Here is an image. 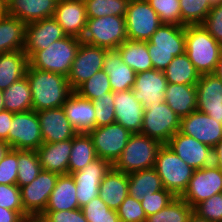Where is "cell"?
<instances>
[{
	"instance_id": "cell-40",
	"label": "cell",
	"mask_w": 222,
	"mask_h": 222,
	"mask_svg": "<svg viewBox=\"0 0 222 222\" xmlns=\"http://www.w3.org/2000/svg\"><path fill=\"white\" fill-rule=\"evenodd\" d=\"M18 178L19 187L30 184L42 171L36 151L18 150Z\"/></svg>"
},
{
	"instance_id": "cell-38",
	"label": "cell",
	"mask_w": 222,
	"mask_h": 222,
	"mask_svg": "<svg viewBox=\"0 0 222 222\" xmlns=\"http://www.w3.org/2000/svg\"><path fill=\"white\" fill-rule=\"evenodd\" d=\"M88 19L105 16L124 17L130 0H83Z\"/></svg>"
},
{
	"instance_id": "cell-59",
	"label": "cell",
	"mask_w": 222,
	"mask_h": 222,
	"mask_svg": "<svg viewBox=\"0 0 222 222\" xmlns=\"http://www.w3.org/2000/svg\"><path fill=\"white\" fill-rule=\"evenodd\" d=\"M214 74H215L216 76H219V77L222 78V53H221V55H220V58H219V61H218V63H217V66H216V69H215V71H214Z\"/></svg>"
},
{
	"instance_id": "cell-25",
	"label": "cell",
	"mask_w": 222,
	"mask_h": 222,
	"mask_svg": "<svg viewBox=\"0 0 222 222\" xmlns=\"http://www.w3.org/2000/svg\"><path fill=\"white\" fill-rule=\"evenodd\" d=\"M71 148L72 139L55 143H43L36 150L42 169L59 175L68 174Z\"/></svg>"
},
{
	"instance_id": "cell-33",
	"label": "cell",
	"mask_w": 222,
	"mask_h": 222,
	"mask_svg": "<svg viewBox=\"0 0 222 222\" xmlns=\"http://www.w3.org/2000/svg\"><path fill=\"white\" fill-rule=\"evenodd\" d=\"M117 50L122 61L136 74L153 69L152 60L147 49V42L126 40Z\"/></svg>"
},
{
	"instance_id": "cell-24",
	"label": "cell",
	"mask_w": 222,
	"mask_h": 222,
	"mask_svg": "<svg viewBox=\"0 0 222 222\" xmlns=\"http://www.w3.org/2000/svg\"><path fill=\"white\" fill-rule=\"evenodd\" d=\"M62 108L77 133H89L95 128L93 102L73 91Z\"/></svg>"
},
{
	"instance_id": "cell-1",
	"label": "cell",
	"mask_w": 222,
	"mask_h": 222,
	"mask_svg": "<svg viewBox=\"0 0 222 222\" xmlns=\"http://www.w3.org/2000/svg\"><path fill=\"white\" fill-rule=\"evenodd\" d=\"M32 94V108L42 111L62 107L73 90L65 75L42 71L28 65L26 70Z\"/></svg>"
},
{
	"instance_id": "cell-49",
	"label": "cell",
	"mask_w": 222,
	"mask_h": 222,
	"mask_svg": "<svg viewBox=\"0 0 222 222\" xmlns=\"http://www.w3.org/2000/svg\"><path fill=\"white\" fill-rule=\"evenodd\" d=\"M0 207L26 215L22 205L20 187L17 184H0Z\"/></svg>"
},
{
	"instance_id": "cell-18",
	"label": "cell",
	"mask_w": 222,
	"mask_h": 222,
	"mask_svg": "<svg viewBox=\"0 0 222 222\" xmlns=\"http://www.w3.org/2000/svg\"><path fill=\"white\" fill-rule=\"evenodd\" d=\"M66 36L63 28L53 17L26 24L23 51L29 58L34 52L47 49L53 42Z\"/></svg>"
},
{
	"instance_id": "cell-8",
	"label": "cell",
	"mask_w": 222,
	"mask_h": 222,
	"mask_svg": "<svg viewBox=\"0 0 222 222\" xmlns=\"http://www.w3.org/2000/svg\"><path fill=\"white\" fill-rule=\"evenodd\" d=\"M181 118L164 102H156L144 109L141 134L162 144L180 130Z\"/></svg>"
},
{
	"instance_id": "cell-52",
	"label": "cell",
	"mask_w": 222,
	"mask_h": 222,
	"mask_svg": "<svg viewBox=\"0 0 222 222\" xmlns=\"http://www.w3.org/2000/svg\"><path fill=\"white\" fill-rule=\"evenodd\" d=\"M49 222H88L81 208L74 210L44 211Z\"/></svg>"
},
{
	"instance_id": "cell-3",
	"label": "cell",
	"mask_w": 222,
	"mask_h": 222,
	"mask_svg": "<svg viewBox=\"0 0 222 222\" xmlns=\"http://www.w3.org/2000/svg\"><path fill=\"white\" fill-rule=\"evenodd\" d=\"M153 69L164 71L175 56L185 53V26L162 24L147 41Z\"/></svg>"
},
{
	"instance_id": "cell-48",
	"label": "cell",
	"mask_w": 222,
	"mask_h": 222,
	"mask_svg": "<svg viewBox=\"0 0 222 222\" xmlns=\"http://www.w3.org/2000/svg\"><path fill=\"white\" fill-rule=\"evenodd\" d=\"M193 211L209 221L222 222V193L214 194L197 204Z\"/></svg>"
},
{
	"instance_id": "cell-12",
	"label": "cell",
	"mask_w": 222,
	"mask_h": 222,
	"mask_svg": "<svg viewBox=\"0 0 222 222\" xmlns=\"http://www.w3.org/2000/svg\"><path fill=\"white\" fill-rule=\"evenodd\" d=\"M88 134L92 138L97 157L113 165L123 152L132 133L122 125L112 123L95 127Z\"/></svg>"
},
{
	"instance_id": "cell-17",
	"label": "cell",
	"mask_w": 222,
	"mask_h": 222,
	"mask_svg": "<svg viewBox=\"0 0 222 222\" xmlns=\"http://www.w3.org/2000/svg\"><path fill=\"white\" fill-rule=\"evenodd\" d=\"M167 145L194 170L202 169L214 163L211 147L180 131L170 138Z\"/></svg>"
},
{
	"instance_id": "cell-34",
	"label": "cell",
	"mask_w": 222,
	"mask_h": 222,
	"mask_svg": "<svg viewBox=\"0 0 222 222\" xmlns=\"http://www.w3.org/2000/svg\"><path fill=\"white\" fill-rule=\"evenodd\" d=\"M97 157L92 138L87 133H77L72 138L68 174L80 171Z\"/></svg>"
},
{
	"instance_id": "cell-45",
	"label": "cell",
	"mask_w": 222,
	"mask_h": 222,
	"mask_svg": "<svg viewBox=\"0 0 222 222\" xmlns=\"http://www.w3.org/2000/svg\"><path fill=\"white\" fill-rule=\"evenodd\" d=\"M92 102L95 110V127L115 123L113 92L106 93V96L96 97Z\"/></svg>"
},
{
	"instance_id": "cell-13",
	"label": "cell",
	"mask_w": 222,
	"mask_h": 222,
	"mask_svg": "<svg viewBox=\"0 0 222 222\" xmlns=\"http://www.w3.org/2000/svg\"><path fill=\"white\" fill-rule=\"evenodd\" d=\"M107 49L80 43L69 75L68 84L75 91L81 84L91 78L96 72L103 70L104 57Z\"/></svg>"
},
{
	"instance_id": "cell-44",
	"label": "cell",
	"mask_w": 222,
	"mask_h": 222,
	"mask_svg": "<svg viewBox=\"0 0 222 222\" xmlns=\"http://www.w3.org/2000/svg\"><path fill=\"white\" fill-rule=\"evenodd\" d=\"M163 24L181 25L179 0H147Z\"/></svg>"
},
{
	"instance_id": "cell-9",
	"label": "cell",
	"mask_w": 222,
	"mask_h": 222,
	"mask_svg": "<svg viewBox=\"0 0 222 222\" xmlns=\"http://www.w3.org/2000/svg\"><path fill=\"white\" fill-rule=\"evenodd\" d=\"M128 40L147 42L163 24L145 0H130L125 13Z\"/></svg>"
},
{
	"instance_id": "cell-62",
	"label": "cell",
	"mask_w": 222,
	"mask_h": 222,
	"mask_svg": "<svg viewBox=\"0 0 222 222\" xmlns=\"http://www.w3.org/2000/svg\"><path fill=\"white\" fill-rule=\"evenodd\" d=\"M210 3L213 6H216V5H220L222 3V0H210Z\"/></svg>"
},
{
	"instance_id": "cell-43",
	"label": "cell",
	"mask_w": 222,
	"mask_h": 222,
	"mask_svg": "<svg viewBox=\"0 0 222 222\" xmlns=\"http://www.w3.org/2000/svg\"><path fill=\"white\" fill-rule=\"evenodd\" d=\"M84 217L88 222H120L116 210H112L98 196L81 207Z\"/></svg>"
},
{
	"instance_id": "cell-61",
	"label": "cell",
	"mask_w": 222,
	"mask_h": 222,
	"mask_svg": "<svg viewBox=\"0 0 222 222\" xmlns=\"http://www.w3.org/2000/svg\"><path fill=\"white\" fill-rule=\"evenodd\" d=\"M5 110L4 99H3V90L0 89V112Z\"/></svg>"
},
{
	"instance_id": "cell-15",
	"label": "cell",
	"mask_w": 222,
	"mask_h": 222,
	"mask_svg": "<svg viewBox=\"0 0 222 222\" xmlns=\"http://www.w3.org/2000/svg\"><path fill=\"white\" fill-rule=\"evenodd\" d=\"M111 167L108 161L96 158L80 171L71 174L76 183L79 208L98 197L101 181Z\"/></svg>"
},
{
	"instance_id": "cell-39",
	"label": "cell",
	"mask_w": 222,
	"mask_h": 222,
	"mask_svg": "<svg viewBox=\"0 0 222 222\" xmlns=\"http://www.w3.org/2000/svg\"><path fill=\"white\" fill-rule=\"evenodd\" d=\"M193 208L181 197H175L165 208L147 217L146 222H188Z\"/></svg>"
},
{
	"instance_id": "cell-28",
	"label": "cell",
	"mask_w": 222,
	"mask_h": 222,
	"mask_svg": "<svg viewBox=\"0 0 222 222\" xmlns=\"http://www.w3.org/2000/svg\"><path fill=\"white\" fill-rule=\"evenodd\" d=\"M128 182V174L111 167L101 181L98 196L110 209L117 210L129 195Z\"/></svg>"
},
{
	"instance_id": "cell-11",
	"label": "cell",
	"mask_w": 222,
	"mask_h": 222,
	"mask_svg": "<svg viewBox=\"0 0 222 222\" xmlns=\"http://www.w3.org/2000/svg\"><path fill=\"white\" fill-rule=\"evenodd\" d=\"M218 193H222V169L213 163L194 170L185 192L180 197L194 208Z\"/></svg>"
},
{
	"instance_id": "cell-58",
	"label": "cell",
	"mask_w": 222,
	"mask_h": 222,
	"mask_svg": "<svg viewBox=\"0 0 222 222\" xmlns=\"http://www.w3.org/2000/svg\"><path fill=\"white\" fill-rule=\"evenodd\" d=\"M188 222H212L209 221L201 216H199L198 214H196L194 211L191 213Z\"/></svg>"
},
{
	"instance_id": "cell-37",
	"label": "cell",
	"mask_w": 222,
	"mask_h": 222,
	"mask_svg": "<svg viewBox=\"0 0 222 222\" xmlns=\"http://www.w3.org/2000/svg\"><path fill=\"white\" fill-rule=\"evenodd\" d=\"M163 73L168 84L196 85L200 78V73L186 53L175 56Z\"/></svg>"
},
{
	"instance_id": "cell-32",
	"label": "cell",
	"mask_w": 222,
	"mask_h": 222,
	"mask_svg": "<svg viewBox=\"0 0 222 222\" xmlns=\"http://www.w3.org/2000/svg\"><path fill=\"white\" fill-rule=\"evenodd\" d=\"M28 65V56L24 51L0 54V89L5 90L26 76Z\"/></svg>"
},
{
	"instance_id": "cell-6",
	"label": "cell",
	"mask_w": 222,
	"mask_h": 222,
	"mask_svg": "<svg viewBox=\"0 0 222 222\" xmlns=\"http://www.w3.org/2000/svg\"><path fill=\"white\" fill-rule=\"evenodd\" d=\"M154 169L161 178L163 187L176 197L185 192L194 172L167 144L159 149Z\"/></svg>"
},
{
	"instance_id": "cell-19",
	"label": "cell",
	"mask_w": 222,
	"mask_h": 222,
	"mask_svg": "<svg viewBox=\"0 0 222 222\" xmlns=\"http://www.w3.org/2000/svg\"><path fill=\"white\" fill-rule=\"evenodd\" d=\"M197 87V110L222 123V78L214 73L200 75Z\"/></svg>"
},
{
	"instance_id": "cell-20",
	"label": "cell",
	"mask_w": 222,
	"mask_h": 222,
	"mask_svg": "<svg viewBox=\"0 0 222 222\" xmlns=\"http://www.w3.org/2000/svg\"><path fill=\"white\" fill-rule=\"evenodd\" d=\"M167 80L163 71L152 69L136 74L133 95L147 108L156 102H164Z\"/></svg>"
},
{
	"instance_id": "cell-56",
	"label": "cell",
	"mask_w": 222,
	"mask_h": 222,
	"mask_svg": "<svg viewBox=\"0 0 222 222\" xmlns=\"http://www.w3.org/2000/svg\"><path fill=\"white\" fill-rule=\"evenodd\" d=\"M214 163L222 169V141L213 149Z\"/></svg>"
},
{
	"instance_id": "cell-36",
	"label": "cell",
	"mask_w": 222,
	"mask_h": 222,
	"mask_svg": "<svg viewBox=\"0 0 222 222\" xmlns=\"http://www.w3.org/2000/svg\"><path fill=\"white\" fill-rule=\"evenodd\" d=\"M3 99L5 110L12 113L33 110L32 94L27 77L24 76L3 90Z\"/></svg>"
},
{
	"instance_id": "cell-51",
	"label": "cell",
	"mask_w": 222,
	"mask_h": 222,
	"mask_svg": "<svg viewBox=\"0 0 222 222\" xmlns=\"http://www.w3.org/2000/svg\"><path fill=\"white\" fill-rule=\"evenodd\" d=\"M202 26L222 46V3L211 8Z\"/></svg>"
},
{
	"instance_id": "cell-31",
	"label": "cell",
	"mask_w": 222,
	"mask_h": 222,
	"mask_svg": "<svg viewBox=\"0 0 222 222\" xmlns=\"http://www.w3.org/2000/svg\"><path fill=\"white\" fill-rule=\"evenodd\" d=\"M76 183L72 175H59L55 188L49 196L45 211L78 209Z\"/></svg>"
},
{
	"instance_id": "cell-50",
	"label": "cell",
	"mask_w": 222,
	"mask_h": 222,
	"mask_svg": "<svg viewBox=\"0 0 222 222\" xmlns=\"http://www.w3.org/2000/svg\"><path fill=\"white\" fill-rule=\"evenodd\" d=\"M18 150L10 149L0 161V184H16L18 178Z\"/></svg>"
},
{
	"instance_id": "cell-26",
	"label": "cell",
	"mask_w": 222,
	"mask_h": 222,
	"mask_svg": "<svg viewBox=\"0 0 222 222\" xmlns=\"http://www.w3.org/2000/svg\"><path fill=\"white\" fill-rule=\"evenodd\" d=\"M103 71L109 76L112 92L132 89L136 73L122 58L117 49L107 50L104 57Z\"/></svg>"
},
{
	"instance_id": "cell-47",
	"label": "cell",
	"mask_w": 222,
	"mask_h": 222,
	"mask_svg": "<svg viewBox=\"0 0 222 222\" xmlns=\"http://www.w3.org/2000/svg\"><path fill=\"white\" fill-rule=\"evenodd\" d=\"M175 197L176 196L172 192L164 188L160 191L154 192L153 194L143 196L140 203L148 217L165 208Z\"/></svg>"
},
{
	"instance_id": "cell-2",
	"label": "cell",
	"mask_w": 222,
	"mask_h": 222,
	"mask_svg": "<svg viewBox=\"0 0 222 222\" xmlns=\"http://www.w3.org/2000/svg\"><path fill=\"white\" fill-rule=\"evenodd\" d=\"M185 45V53L200 75L214 73L222 46L202 24L185 25Z\"/></svg>"
},
{
	"instance_id": "cell-30",
	"label": "cell",
	"mask_w": 222,
	"mask_h": 222,
	"mask_svg": "<svg viewBox=\"0 0 222 222\" xmlns=\"http://www.w3.org/2000/svg\"><path fill=\"white\" fill-rule=\"evenodd\" d=\"M26 24L8 13L0 16V54L23 51Z\"/></svg>"
},
{
	"instance_id": "cell-16",
	"label": "cell",
	"mask_w": 222,
	"mask_h": 222,
	"mask_svg": "<svg viewBox=\"0 0 222 222\" xmlns=\"http://www.w3.org/2000/svg\"><path fill=\"white\" fill-rule=\"evenodd\" d=\"M179 131L212 149L222 141V123L198 110L181 118Z\"/></svg>"
},
{
	"instance_id": "cell-23",
	"label": "cell",
	"mask_w": 222,
	"mask_h": 222,
	"mask_svg": "<svg viewBox=\"0 0 222 222\" xmlns=\"http://www.w3.org/2000/svg\"><path fill=\"white\" fill-rule=\"evenodd\" d=\"M115 123L122 125L129 132L140 133L144 107L136 100L132 89L114 93Z\"/></svg>"
},
{
	"instance_id": "cell-27",
	"label": "cell",
	"mask_w": 222,
	"mask_h": 222,
	"mask_svg": "<svg viewBox=\"0 0 222 222\" xmlns=\"http://www.w3.org/2000/svg\"><path fill=\"white\" fill-rule=\"evenodd\" d=\"M57 0H13L7 13L25 24L53 17Z\"/></svg>"
},
{
	"instance_id": "cell-35",
	"label": "cell",
	"mask_w": 222,
	"mask_h": 222,
	"mask_svg": "<svg viewBox=\"0 0 222 222\" xmlns=\"http://www.w3.org/2000/svg\"><path fill=\"white\" fill-rule=\"evenodd\" d=\"M128 177L129 196L137 200L164 189L161 178L154 168L129 173Z\"/></svg>"
},
{
	"instance_id": "cell-22",
	"label": "cell",
	"mask_w": 222,
	"mask_h": 222,
	"mask_svg": "<svg viewBox=\"0 0 222 222\" xmlns=\"http://www.w3.org/2000/svg\"><path fill=\"white\" fill-rule=\"evenodd\" d=\"M53 18L67 35L81 38L88 19L84 1L57 0Z\"/></svg>"
},
{
	"instance_id": "cell-21",
	"label": "cell",
	"mask_w": 222,
	"mask_h": 222,
	"mask_svg": "<svg viewBox=\"0 0 222 222\" xmlns=\"http://www.w3.org/2000/svg\"><path fill=\"white\" fill-rule=\"evenodd\" d=\"M43 143L72 139L77 132L66 117L62 107L38 111Z\"/></svg>"
},
{
	"instance_id": "cell-57",
	"label": "cell",
	"mask_w": 222,
	"mask_h": 222,
	"mask_svg": "<svg viewBox=\"0 0 222 222\" xmlns=\"http://www.w3.org/2000/svg\"><path fill=\"white\" fill-rule=\"evenodd\" d=\"M10 149L11 147L5 141L0 140V161L3 160Z\"/></svg>"
},
{
	"instance_id": "cell-10",
	"label": "cell",
	"mask_w": 222,
	"mask_h": 222,
	"mask_svg": "<svg viewBox=\"0 0 222 222\" xmlns=\"http://www.w3.org/2000/svg\"><path fill=\"white\" fill-rule=\"evenodd\" d=\"M43 144L41 127L37 112L34 110L13 114L8 134L11 149L36 151Z\"/></svg>"
},
{
	"instance_id": "cell-5",
	"label": "cell",
	"mask_w": 222,
	"mask_h": 222,
	"mask_svg": "<svg viewBox=\"0 0 222 222\" xmlns=\"http://www.w3.org/2000/svg\"><path fill=\"white\" fill-rule=\"evenodd\" d=\"M162 145L161 142L147 135L133 133L112 167L126 174L154 168L158 151Z\"/></svg>"
},
{
	"instance_id": "cell-29",
	"label": "cell",
	"mask_w": 222,
	"mask_h": 222,
	"mask_svg": "<svg viewBox=\"0 0 222 222\" xmlns=\"http://www.w3.org/2000/svg\"><path fill=\"white\" fill-rule=\"evenodd\" d=\"M164 101L180 117L197 110V87L186 84H167Z\"/></svg>"
},
{
	"instance_id": "cell-42",
	"label": "cell",
	"mask_w": 222,
	"mask_h": 222,
	"mask_svg": "<svg viewBox=\"0 0 222 222\" xmlns=\"http://www.w3.org/2000/svg\"><path fill=\"white\" fill-rule=\"evenodd\" d=\"M75 92L91 101L96 97L106 96V93L112 92L109 76L103 70L98 71L81 84Z\"/></svg>"
},
{
	"instance_id": "cell-46",
	"label": "cell",
	"mask_w": 222,
	"mask_h": 222,
	"mask_svg": "<svg viewBox=\"0 0 222 222\" xmlns=\"http://www.w3.org/2000/svg\"><path fill=\"white\" fill-rule=\"evenodd\" d=\"M120 222H146L147 216L141 206L140 200L127 196L116 210Z\"/></svg>"
},
{
	"instance_id": "cell-54",
	"label": "cell",
	"mask_w": 222,
	"mask_h": 222,
	"mask_svg": "<svg viewBox=\"0 0 222 222\" xmlns=\"http://www.w3.org/2000/svg\"><path fill=\"white\" fill-rule=\"evenodd\" d=\"M22 217L17 211L0 207V222H21Z\"/></svg>"
},
{
	"instance_id": "cell-60",
	"label": "cell",
	"mask_w": 222,
	"mask_h": 222,
	"mask_svg": "<svg viewBox=\"0 0 222 222\" xmlns=\"http://www.w3.org/2000/svg\"><path fill=\"white\" fill-rule=\"evenodd\" d=\"M5 14H7V6L2 0H0V16Z\"/></svg>"
},
{
	"instance_id": "cell-63",
	"label": "cell",
	"mask_w": 222,
	"mask_h": 222,
	"mask_svg": "<svg viewBox=\"0 0 222 222\" xmlns=\"http://www.w3.org/2000/svg\"><path fill=\"white\" fill-rule=\"evenodd\" d=\"M6 6L8 7V5L13 1V0H2Z\"/></svg>"
},
{
	"instance_id": "cell-14",
	"label": "cell",
	"mask_w": 222,
	"mask_h": 222,
	"mask_svg": "<svg viewBox=\"0 0 222 222\" xmlns=\"http://www.w3.org/2000/svg\"><path fill=\"white\" fill-rule=\"evenodd\" d=\"M59 174L43 170L30 183L20 187L25 214H43Z\"/></svg>"
},
{
	"instance_id": "cell-7",
	"label": "cell",
	"mask_w": 222,
	"mask_h": 222,
	"mask_svg": "<svg viewBox=\"0 0 222 222\" xmlns=\"http://www.w3.org/2000/svg\"><path fill=\"white\" fill-rule=\"evenodd\" d=\"M128 39L125 17L105 16L87 19L86 28L81 41L105 48L117 49Z\"/></svg>"
},
{
	"instance_id": "cell-4",
	"label": "cell",
	"mask_w": 222,
	"mask_h": 222,
	"mask_svg": "<svg viewBox=\"0 0 222 222\" xmlns=\"http://www.w3.org/2000/svg\"><path fill=\"white\" fill-rule=\"evenodd\" d=\"M81 38L67 35L53 42L47 49L34 52L29 58V66L42 71L69 75L72 63L80 46Z\"/></svg>"
},
{
	"instance_id": "cell-41",
	"label": "cell",
	"mask_w": 222,
	"mask_h": 222,
	"mask_svg": "<svg viewBox=\"0 0 222 222\" xmlns=\"http://www.w3.org/2000/svg\"><path fill=\"white\" fill-rule=\"evenodd\" d=\"M181 26L202 24L212 8L210 0H179Z\"/></svg>"
},
{
	"instance_id": "cell-53",
	"label": "cell",
	"mask_w": 222,
	"mask_h": 222,
	"mask_svg": "<svg viewBox=\"0 0 222 222\" xmlns=\"http://www.w3.org/2000/svg\"><path fill=\"white\" fill-rule=\"evenodd\" d=\"M12 112L3 110L0 112V140L8 144V134L13 120Z\"/></svg>"
},
{
	"instance_id": "cell-55",
	"label": "cell",
	"mask_w": 222,
	"mask_h": 222,
	"mask_svg": "<svg viewBox=\"0 0 222 222\" xmlns=\"http://www.w3.org/2000/svg\"><path fill=\"white\" fill-rule=\"evenodd\" d=\"M21 222H49L43 214H26Z\"/></svg>"
}]
</instances>
